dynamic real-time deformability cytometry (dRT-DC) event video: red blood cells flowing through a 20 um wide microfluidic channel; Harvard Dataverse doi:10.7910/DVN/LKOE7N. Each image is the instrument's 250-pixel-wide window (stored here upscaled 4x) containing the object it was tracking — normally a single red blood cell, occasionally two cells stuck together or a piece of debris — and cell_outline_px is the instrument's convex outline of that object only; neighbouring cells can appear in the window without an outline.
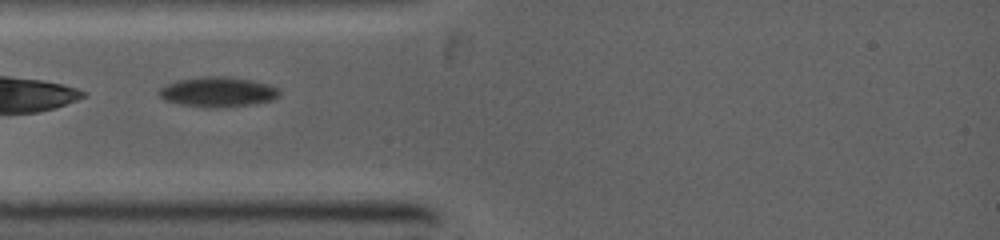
{"species": "common noctule bat (a hibernating species)", "species_latin": "Nyctalus noctula", "temperature_condition": "warm", "stored_images_in_passage": 2, "camera_frame_rate_fps": 5000, "um_per_image_px": 0.085, "animal": {"sex": "female", "body_mass_g": 19.0, "forearm_length_mm": 53.3}, "frame": {"image": 1, "passage_image": 1, "time_ms": 0.0, "image_size_px": [1000, 240], "cell_outline_px": [[280, 96], [272, 100], [252, 104], [216, 108], [208, 108], [180, 104], [164, 100], [156, 92], [160, 88], [176, 80], [204, 76], [220, 76], [252, 80], [268, 84], [280, 88]], "centroid_in_image_um": [18.51, 7.82], "position_along_channel_um": 66.5, "area_um2": 21.15}}